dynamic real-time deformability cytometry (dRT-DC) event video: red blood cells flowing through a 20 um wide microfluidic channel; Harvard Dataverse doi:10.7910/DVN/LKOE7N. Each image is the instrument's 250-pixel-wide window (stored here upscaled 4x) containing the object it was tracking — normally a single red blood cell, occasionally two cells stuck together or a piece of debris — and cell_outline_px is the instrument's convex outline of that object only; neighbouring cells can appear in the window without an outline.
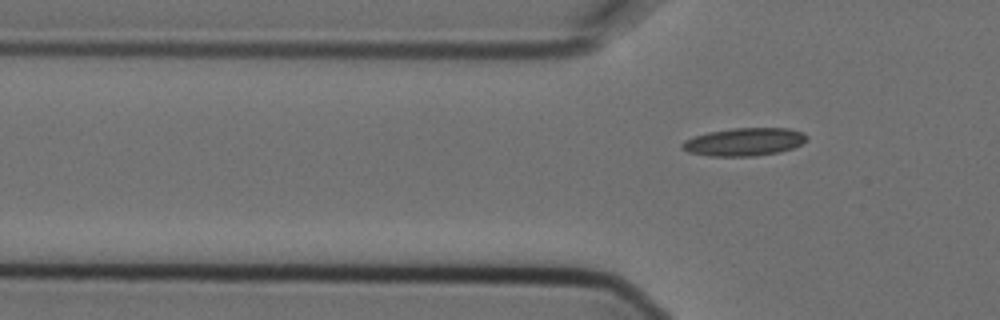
{"species": "Egyptian fruit bat (a non-hibernating species)", "species_latin": "Rousettus aegyptiacus", "temperature_condition": "cold", "stored_images_in_passage": 2, "camera_frame_rate_fps": 3000, "um_per_image_px": 0.085, "animal": {"sex": "female"}, "frame": {"image": 1, "passage_image": 2, "time_ms": 0.333, "image_size_px": [1000, 320], "cell_outline_px": [[808, 140], [792, 148], [780, 152], [756, 156], [708, 156], [688, 152], [680, 148], [680, 144], [684, 140], [692, 136], [708, 132], [732, 128], [788, 128], [804, 132], [808, 136]], "centroid_in_image_um": [63.24, 12.06], "position_along_channel_um": 62.6, "area_um2": 20.58}}